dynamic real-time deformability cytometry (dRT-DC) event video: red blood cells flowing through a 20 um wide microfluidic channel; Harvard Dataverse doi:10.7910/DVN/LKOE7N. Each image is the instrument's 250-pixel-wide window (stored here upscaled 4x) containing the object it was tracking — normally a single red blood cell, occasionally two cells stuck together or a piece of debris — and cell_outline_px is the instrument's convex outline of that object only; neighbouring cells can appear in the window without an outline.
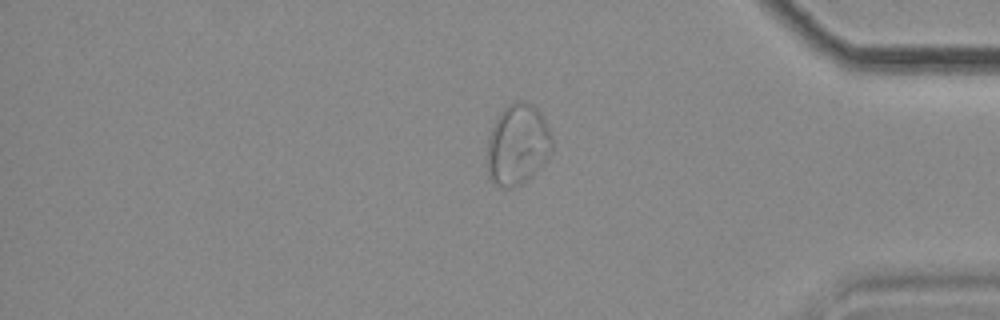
{"species": "common noctule bat (a hibernating species)", "species_latin": "Nyctalus noctula", "temperature_condition": "cold", "stored_images_in_passage": 48, "camera_frame_rate_fps": 3000, "um_per_image_px": 0.085, "animal": {"sex": "female", "body_mass_g": 18.4}, "frame": {"image": 1, "passage_image": 41, "time_ms": 13.333, "image_size_px": [1000, 320], "cell_outline_px": [[552, 148], [544, 160], [520, 184], [508, 188], [500, 188], [488, 176], [488, 136], [500, 112], [508, 104], [516, 100], [524, 100], [532, 104], [540, 112], [552, 136]], "centroid_in_image_um": [43.97, 12.24], "position_along_channel_um": 391.2, "area_um2": 29.94}}